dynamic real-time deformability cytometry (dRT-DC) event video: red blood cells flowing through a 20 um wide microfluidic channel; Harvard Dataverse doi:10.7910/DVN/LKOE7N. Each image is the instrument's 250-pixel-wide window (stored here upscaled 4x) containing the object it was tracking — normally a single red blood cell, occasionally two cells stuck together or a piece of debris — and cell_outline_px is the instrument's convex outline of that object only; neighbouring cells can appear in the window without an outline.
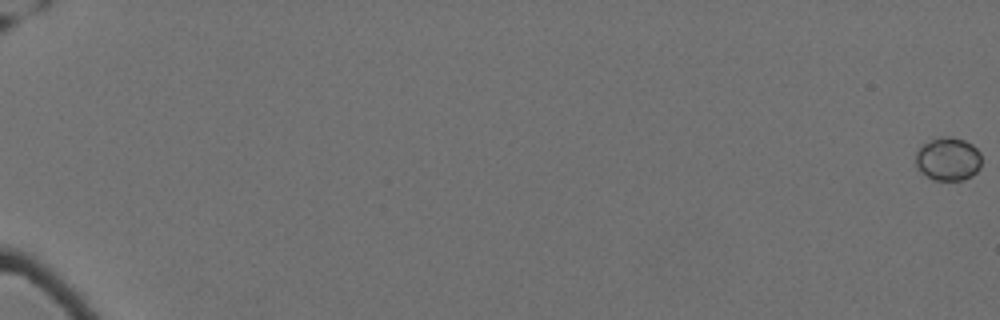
{"species": "Egyptian fruit bat (a non-hibernating species)", "species_latin": "Rousettus aegyptiacus", "temperature_condition": "cold", "stored_images_in_passage": 12, "camera_frame_rate_fps": 3000, "um_per_image_px": 0.085, "animal": {"sex": "female"}, "frame": {"image": 1, "passage_image": 1, "time_ms": 0.0, "image_size_px": [1000, 320], "cell_outline_px": [[980, 168], [972, 176], [964, 180], [932, 180], [920, 172], [916, 164], [916, 152], [924, 144], [932, 140], [944, 136], [952, 136], [964, 140], [972, 144], [980, 152]], "centroid_in_image_um": [80.6, 13.53], "position_along_channel_um": 4.4, "area_um2": 16.65}}